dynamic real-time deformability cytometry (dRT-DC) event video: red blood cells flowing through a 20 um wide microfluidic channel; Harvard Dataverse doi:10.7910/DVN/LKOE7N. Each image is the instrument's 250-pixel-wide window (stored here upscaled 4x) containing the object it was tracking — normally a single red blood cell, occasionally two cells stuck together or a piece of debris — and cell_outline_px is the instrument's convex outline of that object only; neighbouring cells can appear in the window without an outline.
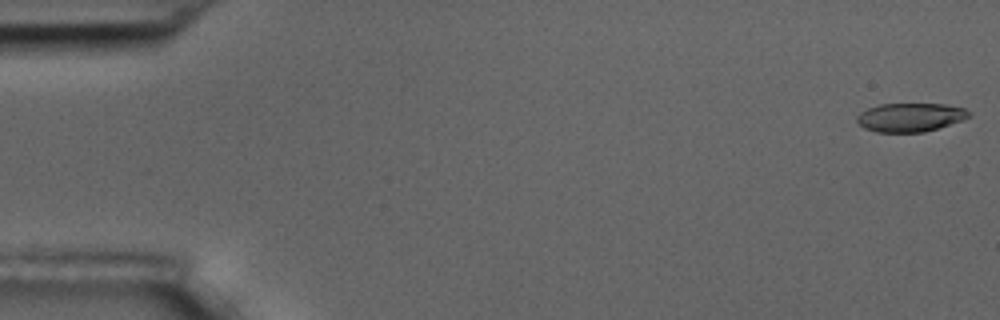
{"species": "common noctule bat (a hibernating species)", "species_latin": "Nyctalus noctula", "temperature_condition": "room temperature", "stored_images_in_passage": 56, "camera_frame_rate_fps": 3000, "um_per_image_px": 0.085, "animal": {"sex": "male", "body_mass_g": 17.5, "forearm_length_mm": 52.3}, "frame": {"image": 1, "passage_image": 1, "time_ms": 0.0, "image_size_px": [1000, 320], "cell_outline_px": [[972, 116], [964, 120], [924, 132], [876, 132], [864, 128], [856, 120], [856, 116], [860, 112], [868, 108], [880, 104], [944, 104], [964, 108], [972, 112]], "centroid_in_image_um": [77.4, 9.97], "position_along_channel_um": 7.6, "area_um2": 18.84}}
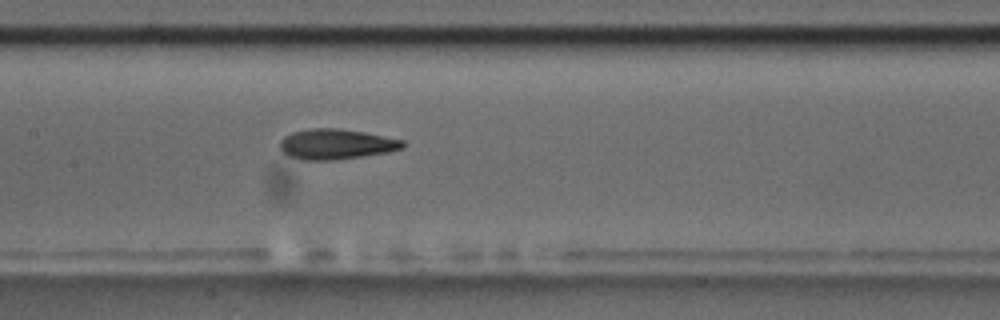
{"frame": {"image": 2, "passage_image": 27, "time_ms": 8.667, "image_size_px": [1000, 320], "cell_outline_px": [[404, 144], [400, 148], [388, 152], [336, 160], [304, 160], [288, 156], [280, 148], [280, 140], [284, 136], [292, 132], [312, 128], [336, 128], [364, 132], [404, 140]], "centroid_in_image_um": [28.54, 12.25], "position_along_channel_um": 178.9, "area_um2": 21.56}}
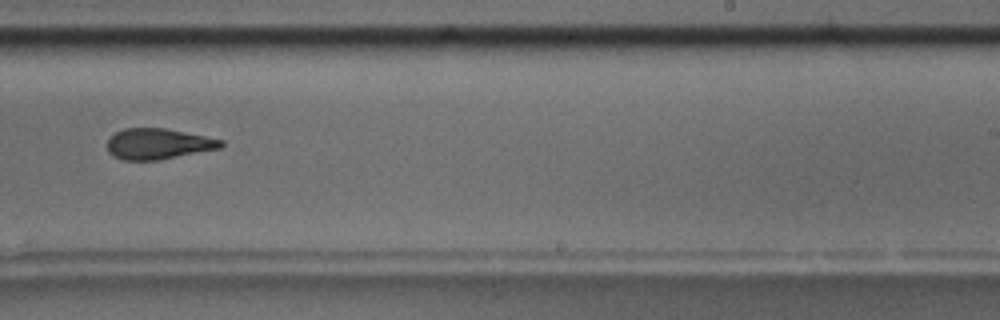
{"frame": {"image": 3, "passage_image": 35, "time_ms": 11.333, "image_size_px": [1000, 320], "cell_outline_px": [[224, 144], [220, 148], [160, 160], [124, 160], [112, 156], [108, 152], [108, 140], [116, 132], [124, 128], [164, 128], [224, 140]], "centroid_in_image_um": [13.44, 12.23], "position_along_channel_um": 275.6, "area_um2": 20.29}, "authors_computed_cell_mechanics": {"area_um2": 20.9525, "velocity_mm_per_s": 3.6375, "shape_relaxation_time_tau1_ms": 4.6822, "shape_relaxation_time_tau2_ms": 2.658, "deformation_change_tau1": 0.1772, "deformation_change_tau2": 0.1211}}